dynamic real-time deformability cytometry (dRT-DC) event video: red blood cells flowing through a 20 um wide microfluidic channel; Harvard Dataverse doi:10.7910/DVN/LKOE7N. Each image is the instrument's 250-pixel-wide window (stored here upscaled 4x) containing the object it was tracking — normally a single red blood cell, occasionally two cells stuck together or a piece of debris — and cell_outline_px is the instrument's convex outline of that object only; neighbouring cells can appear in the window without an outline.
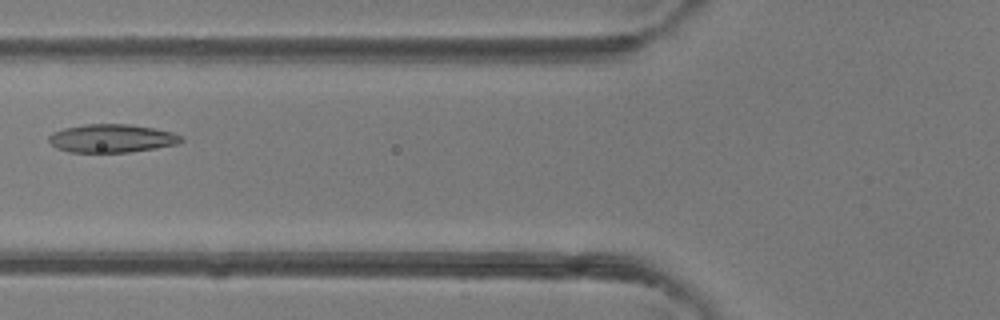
{"species": "common noctule bat (a hibernating species)", "species_latin": "Nyctalus noctula", "temperature_condition": "room temperature", "stored_images_in_passage": 5, "camera_frame_rate_fps": 3000, "um_per_image_px": 0.085, "animal": {"sex": "female"}, "frame": {"image": 1, "passage_image": 5, "time_ms": 4.667, "image_size_px": [1000, 320], "cell_outline_px": [[184, 140], [176, 144], [128, 152], [68, 152], [56, 148], [48, 140], [48, 136], [52, 132], [64, 128], [84, 124], [132, 124], [172, 132], [184, 136]], "centroid_in_image_um": [9.47, 11.75], "position_along_channel_um": 116.3, "area_um2": 21.79}}